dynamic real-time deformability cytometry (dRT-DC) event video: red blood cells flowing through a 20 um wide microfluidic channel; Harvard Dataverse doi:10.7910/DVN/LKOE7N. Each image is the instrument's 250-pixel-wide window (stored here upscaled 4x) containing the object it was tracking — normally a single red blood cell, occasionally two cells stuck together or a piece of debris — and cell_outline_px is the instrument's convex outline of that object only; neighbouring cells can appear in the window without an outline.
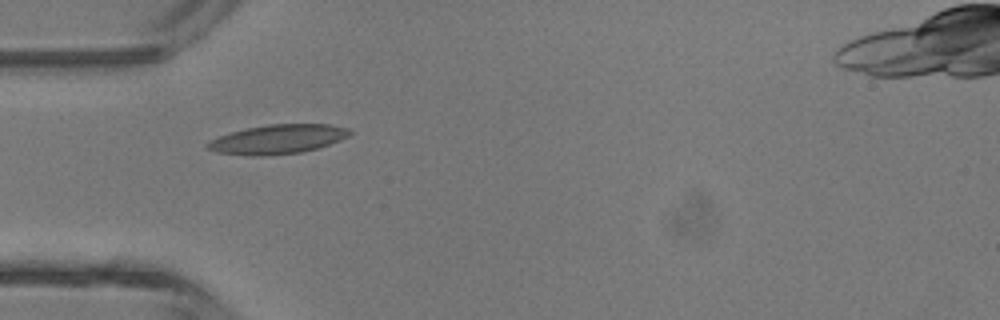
{"species": "common noctule bat (a hibernating species)", "species_latin": "Nyctalus noctula", "temperature_condition": "room temperature", "stored_images_in_passage": 5, "camera_frame_rate_fps": 3000, "um_per_image_px": 0.085, "animal": {"sex": "male", "body_mass_g": 13.3}, "frame": {"image": 1, "passage_image": 3, "time_ms": 2.333, "image_size_px": [1000, 320], "cell_outline_px": [[352, 132], [348, 136], [340, 140], [316, 148], [300, 152], [264, 156], [248, 156], [216, 152], [204, 148], [204, 144], [208, 140], [232, 132], [248, 128], [268, 124], [328, 124], [348, 128]], "centroid_in_image_um": [23.54, 11.84], "position_along_channel_um": 61.5, "area_um2": 24.22}}
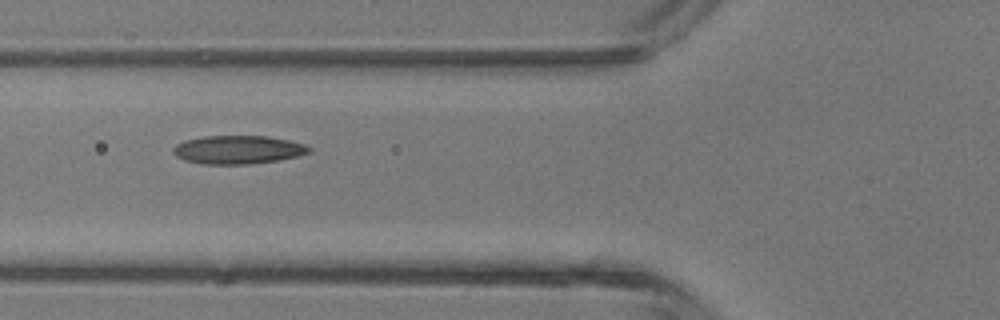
{"frame": {"image": 2, "passage_image": 4, "time_ms": 3.333, "image_size_px": [1000, 320], "cell_outline_px": [[312, 152], [280, 160], [248, 164], [200, 164], [184, 160], [176, 156], [172, 152], [172, 148], [176, 144], [184, 140], [204, 136], [268, 136], [288, 140], [304, 144], [312, 148]], "centroid_in_image_um": [20.21, 12.73], "position_along_channel_um": 105.6, "area_um2": 22.66}}
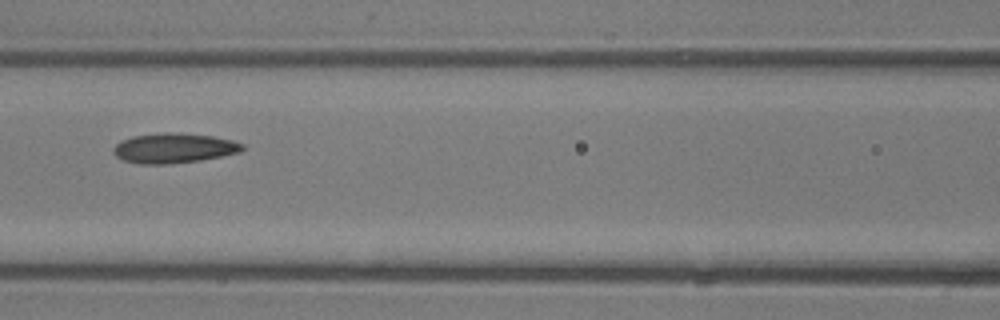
{"frame": {"image": 3, "passage_image": 5, "time_ms": 4.333, "image_size_px": [1000, 320], "cell_outline_px": [[244, 148], [240, 152], [200, 160], [164, 164], [140, 164], [124, 160], [116, 156], [112, 152], [112, 148], [120, 140], [132, 136], [164, 132], [180, 132], [212, 136], [232, 140], [244, 144]], "centroid_in_image_um": [14.75, 12.57], "position_along_channel_um": 151.9, "area_um2": 22.54}}